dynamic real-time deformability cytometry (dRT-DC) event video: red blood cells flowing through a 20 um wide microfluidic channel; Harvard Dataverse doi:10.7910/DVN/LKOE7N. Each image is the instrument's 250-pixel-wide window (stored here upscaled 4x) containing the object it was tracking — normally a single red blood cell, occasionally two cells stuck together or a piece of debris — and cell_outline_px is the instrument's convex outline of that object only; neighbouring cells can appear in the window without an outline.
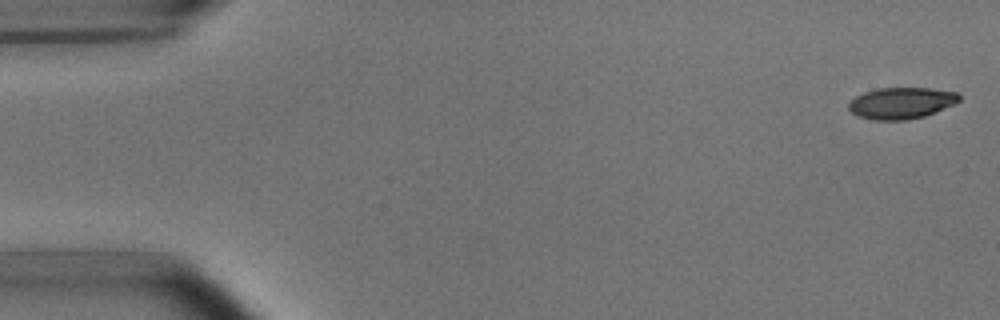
{"species": "common noctule bat (a hibernating species)", "species_latin": "Nyctalus noctula", "temperature_condition": "room temperature", "stored_images_in_passage": 4, "camera_frame_rate_fps": 3000, "um_per_image_px": 0.085, "animal": {"sex": "male", "body_mass_g": 15.6}, "frame": {"image": 1, "passage_image": 1, "time_ms": 0.0, "image_size_px": [1000, 320], "cell_outline_px": [[960, 100], [952, 104], [924, 116], [908, 120], [872, 120], [856, 116], [848, 108], [848, 104], [856, 96], [864, 92], [876, 88], [928, 88], [956, 92], [960, 96]], "centroid_in_image_um": [76.56, 8.76], "position_along_channel_um": 8.4, "area_um2": 20.11}}
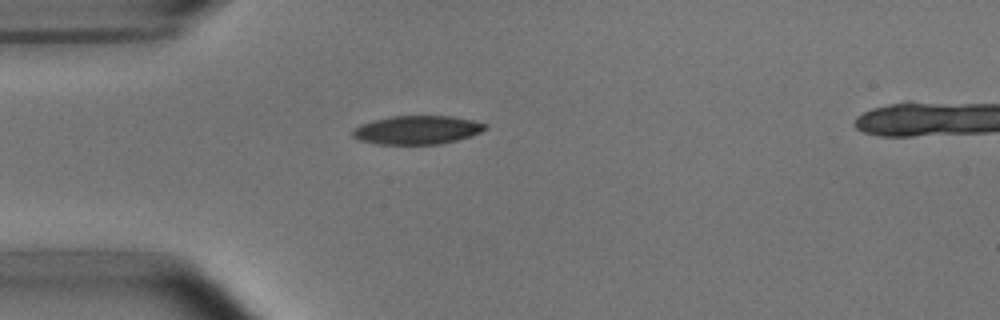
{"frame": {"image": 2, "passage_image": 4, "time_ms": 4.333, "image_size_px": [1000, 320], "cell_outline_px": [[488, 128], [472, 136], [440, 144], [376, 144], [360, 140], [352, 136], [352, 132], [360, 124], [392, 116], [452, 116], [472, 120], [488, 124]], "centroid_in_image_um": [35.5, 11.05], "position_along_channel_um": 49.5, "area_um2": 22.02}}